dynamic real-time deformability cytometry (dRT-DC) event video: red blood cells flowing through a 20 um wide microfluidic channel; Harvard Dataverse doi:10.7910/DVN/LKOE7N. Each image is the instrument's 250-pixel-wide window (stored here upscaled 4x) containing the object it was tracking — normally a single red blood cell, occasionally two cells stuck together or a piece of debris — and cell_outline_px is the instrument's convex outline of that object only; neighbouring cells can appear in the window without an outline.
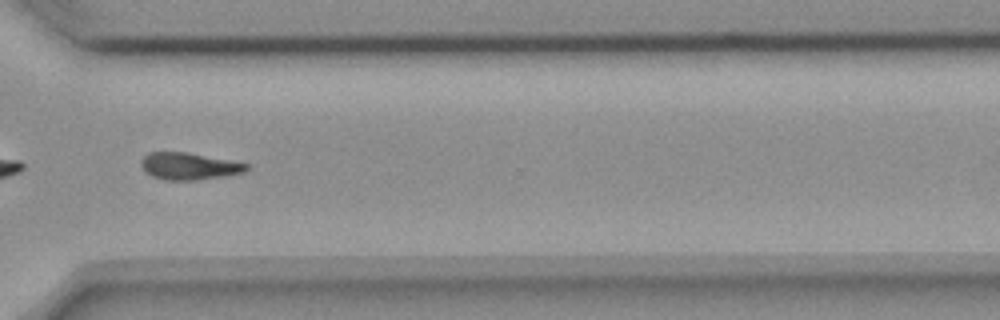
{"species": "common noctule bat (a hibernating species)", "species_latin": "Nyctalus noctula", "temperature_condition": "room temperature", "stored_images_in_passage": 55, "camera_frame_rate_fps": 3000, "um_per_image_px": 0.085, "animal": {"sex": "female", "body_mass_g": 18.4}, "frame": {"image": 1, "passage_image": 40, "time_ms": 13.0, "image_size_px": [1000, 320], "cell_outline_px": [[248, 168], [244, 172], [224, 176], [196, 180], [164, 180], [152, 176], [144, 172], [140, 164], [140, 160], [148, 152], [188, 152], [248, 164]], "centroid_in_image_um": [16.0, 14.12], "position_along_channel_um": 354.6, "area_um2": 16.59}, "authors_computed_cell_mechanics": {"area_um2": 17.2822, "velocity_mm_per_s": 3.6757, "shape_relaxation_time_tau1_ms": 8.4489, "shape_relaxation_time_tau2_ms": null, "deformation_change_tau1": 0.2111, "deformation_change_tau2": null}}